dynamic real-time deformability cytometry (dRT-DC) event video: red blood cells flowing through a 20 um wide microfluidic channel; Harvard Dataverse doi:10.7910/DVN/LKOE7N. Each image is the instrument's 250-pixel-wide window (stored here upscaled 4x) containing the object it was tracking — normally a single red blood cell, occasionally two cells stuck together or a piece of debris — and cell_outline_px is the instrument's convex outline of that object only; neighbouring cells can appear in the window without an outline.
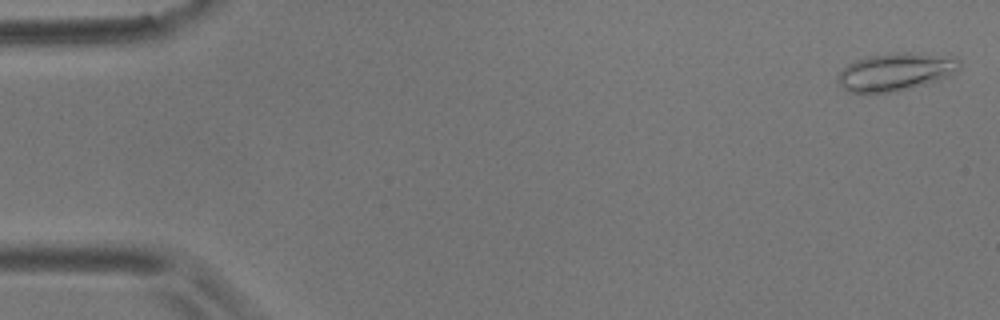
{"species": "common noctule bat (a hibernating species)", "species_latin": "Nyctalus noctula", "temperature_condition": "room temperature", "stored_images_in_passage": 56, "camera_frame_rate_fps": 3000, "um_per_image_px": 0.085, "animal": {"sex": "male", "body_mass_g": 17.9}, "frame": {"image": 1, "passage_image": 2, "time_ms": 0.333, "image_size_px": [1000, 320], "cell_outline_px": [[960, 68], [956, 72], [948, 76], [924, 84], [896, 92], [848, 92], [836, 80], [836, 76], [848, 64], [856, 60], [868, 56], [900, 52], [948, 52], [956, 56], [960, 60]], "centroid_in_image_um": [76.23, 6.06], "position_along_channel_um": 8.8, "area_um2": 27.34}}
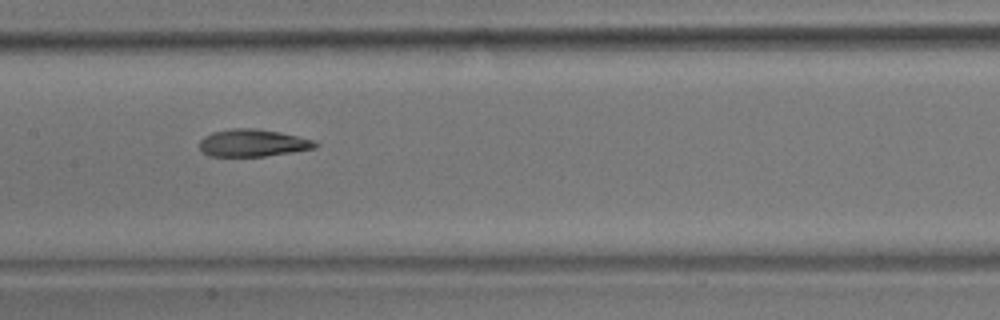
{"frame": {"image": 2, "passage_image": 28, "time_ms": 9.0, "image_size_px": [1000, 320], "cell_outline_px": [[320, 144], [316, 148], [292, 152], [264, 156], [208, 156], [200, 148], [200, 140], [204, 136], [212, 132], [232, 128], [256, 128], [280, 132], [316, 140]], "centroid_in_image_um": [21.52, 12.14], "position_along_channel_um": 185.9, "area_um2": 18.55}}
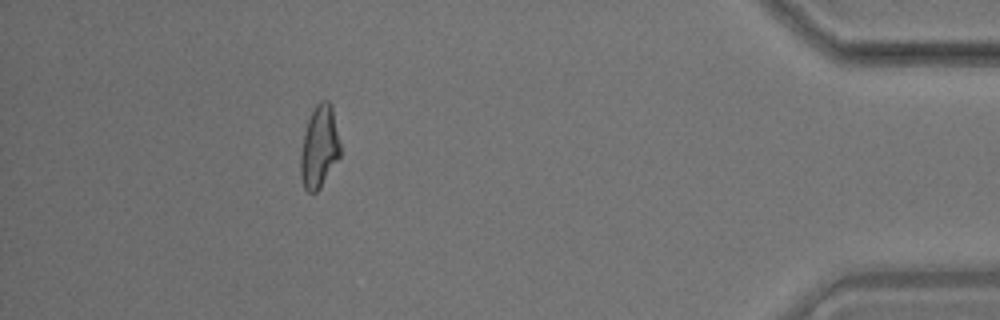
{"frame": {"image": 3, "passage_image": 51, "time_ms": 16.667, "image_size_px": [1000, 320], "cell_outline_px": [[340, 156], [320, 188], [316, 192], [308, 192], [304, 188], [300, 176], [300, 152], [304, 132], [308, 120], [316, 104], [320, 100], [328, 100], [332, 104], [340, 144]], "centroid_in_image_um": [27.13, 12.48], "position_along_channel_um": 408.1, "area_um2": 19.13}, "authors_computed_cell_mechanics": {"area_um2": 19.1896, "velocity_mm_per_s": 3.5813, "shape_relaxation_time_tau1_ms": 7.935, "shape_relaxation_time_tau2_ms": 3.253, "deformation_change_tau1": 0.2155, "deformation_change_tau2": 0.1169}}